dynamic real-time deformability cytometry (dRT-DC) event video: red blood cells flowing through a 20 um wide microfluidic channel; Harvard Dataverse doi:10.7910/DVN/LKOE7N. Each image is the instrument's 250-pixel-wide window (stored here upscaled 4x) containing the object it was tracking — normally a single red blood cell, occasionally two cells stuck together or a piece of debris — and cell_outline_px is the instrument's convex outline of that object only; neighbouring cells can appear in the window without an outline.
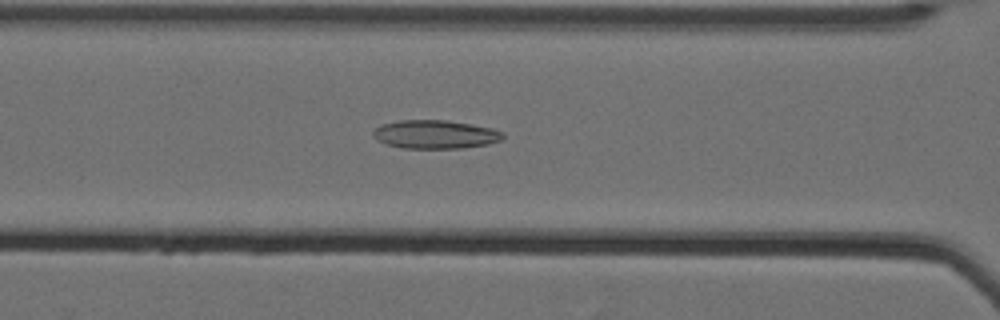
{"species": "Egyptian fruit bat (a non-hibernating species)", "species_latin": "Rousettus aegyptiacus", "temperature_condition": "cold", "stored_images_in_passage": 61, "camera_frame_rate_fps": 3000, "um_per_image_px": 0.085, "animal": {"sex": "female"}, "frame": {"image": 1, "passage_image": 30, "time_ms": 9.667, "image_size_px": [1000, 320], "cell_outline_px": [[504, 136], [500, 140], [488, 144], [464, 148], [404, 148], [388, 144], [376, 140], [372, 136], [372, 132], [376, 128], [384, 124], [400, 120], [444, 120], [492, 128], [504, 132]], "centroid_in_image_um": [36.99, 11.43], "position_along_channel_um": 129.6, "area_um2": 21.39}}
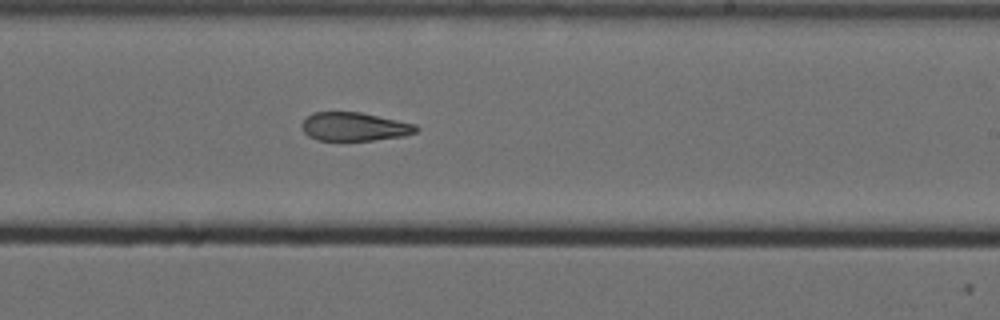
{"frame": {"image": 2, "passage_image": 41, "time_ms": 13.333, "image_size_px": [1000, 320], "cell_outline_px": [[420, 128], [416, 132], [404, 136], [372, 140], [316, 140], [308, 136], [304, 132], [300, 124], [312, 112], [360, 112], [416, 124]], "centroid_in_image_um": [30.12, 10.76], "position_along_channel_um": 258.9, "area_um2": 19.02}}
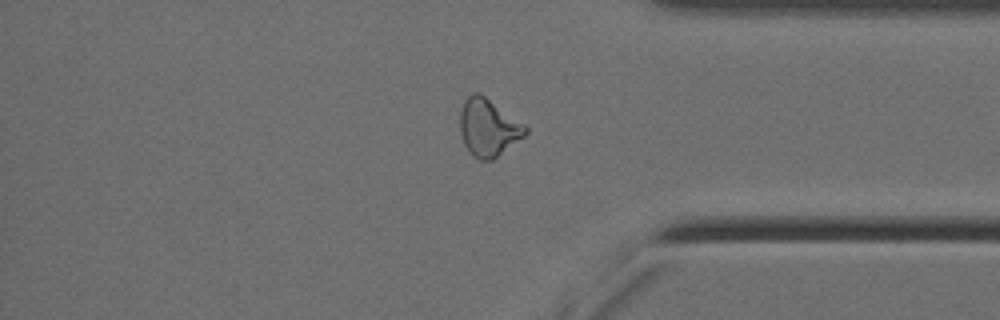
{"frame": {"image": 3, "passage_image": 53, "time_ms": 17.333, "image_size_px": [1000, 320], "cell_outline_px": [[528, 132], [524, 136], [492, 160], [480, 160], [464, 144], [460, 132], [460, 112], [464, 100], [472, 92], [480, 92], [524, 124], [528, 128]], "centroid_in_image_um": [41.5, 10.81], "position_along_channel_um": 393.7, "area_um2": 21.62}, "authors_computed_cell_mechanics": {"area_um2": 22.1374, "velocity_mm_per_s": 3.5186, "shape_relaxation_time_tau1_ms": null, "shape_relaxation_time_tau2_ms": 4.909, "deformation_change_tau1": null, "deformation_change_tau2": 0.139}}